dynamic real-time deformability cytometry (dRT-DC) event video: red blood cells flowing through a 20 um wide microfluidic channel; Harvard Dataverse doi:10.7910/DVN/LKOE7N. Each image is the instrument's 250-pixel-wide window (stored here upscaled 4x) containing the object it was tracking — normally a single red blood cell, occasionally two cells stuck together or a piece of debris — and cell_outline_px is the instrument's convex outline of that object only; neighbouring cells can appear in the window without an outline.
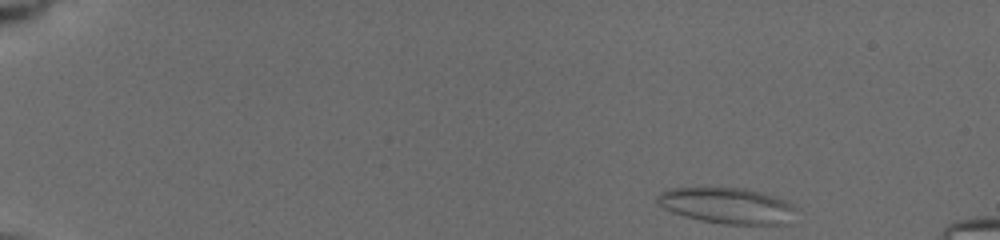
{"species": "common noctule bat (a hibernating species)", "species_latin": "Nyctalus noctula", "temperature_condition": "cold", "stored_images_in_passage": 4, "camera_frame_rate_fps": 3000, "um_per_image_px": 0.085, "animal": {"sex": "female", "body_mass_g": 19.5, "forearm_length_mm": 54.1}, "frame": {"image": 1, "passage_image": 1, "time_ms": 0.0, "image_size_px": [1000, 240], "cell_outline_px": [[792, 208], [784, 224], [724, 224], [700, 220], [672, 212], [664, 208], [656, 200], [660, 192], [672, 188], [744, 188], [780, 200], [788, 204]], "centroid_in_image_um": [61.65, 17.48], "position_along_channel_um": 23.4, "area_um2": 27.69}}